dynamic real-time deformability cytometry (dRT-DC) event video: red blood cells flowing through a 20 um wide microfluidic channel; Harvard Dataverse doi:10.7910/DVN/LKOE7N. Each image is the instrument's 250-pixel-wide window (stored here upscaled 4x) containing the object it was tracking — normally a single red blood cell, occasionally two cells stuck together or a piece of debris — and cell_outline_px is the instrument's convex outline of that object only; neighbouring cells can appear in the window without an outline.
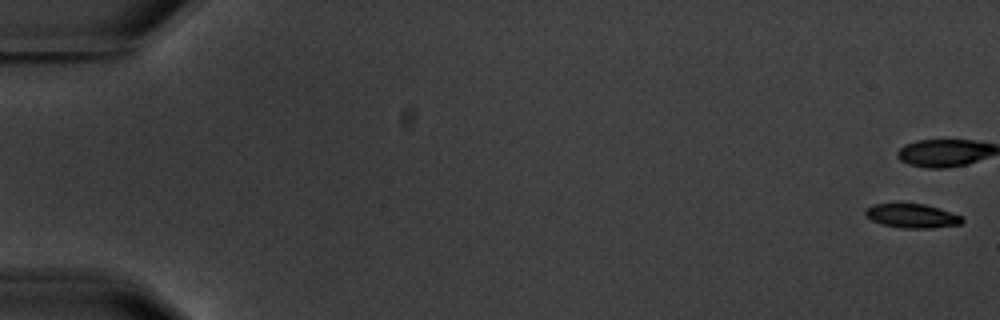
{"species": "common noctule bat (a hibernating species)", "species_latin": "Nyctalus noctula", "temperature_condition": "warm", "stored_images_in_passage": 6, "camera_frame_rate_fps": 3000, "um_per_image_px": 0.085, "animal": {"sex": "male", "body_mass_g": 20.1, "forearm_length_mm": 53.5}, "frame": {"image": 1, "passage_image": 1, "time_ms": 0.0, "image_size_px": [1000, 320], "cell_outline_px": [[964, 220], [960, 224], [932, 228], [900, 228], [880, 224], [872, 220], [864, 212], [872, 204], [924, 204], [940, 208], [964, 216]], "centroid_in_image_um": [77.57, 18.36], "position_along_channel_um": 7.4, "area_um2": 13.58}}